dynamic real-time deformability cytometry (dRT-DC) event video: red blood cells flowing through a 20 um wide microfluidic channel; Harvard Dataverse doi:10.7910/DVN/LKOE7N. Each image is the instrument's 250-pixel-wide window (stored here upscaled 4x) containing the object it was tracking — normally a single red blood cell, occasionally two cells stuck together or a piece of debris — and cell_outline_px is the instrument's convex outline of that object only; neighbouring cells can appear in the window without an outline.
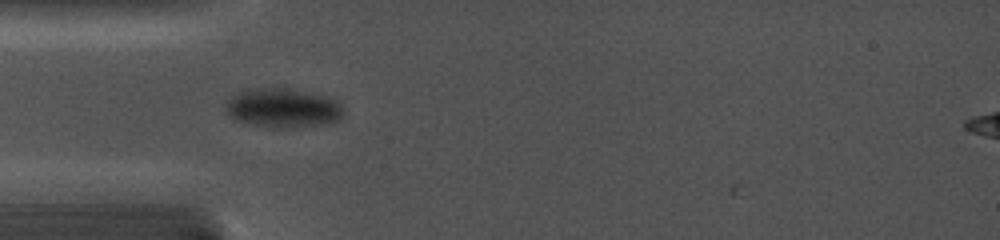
{"species": "common noctule bat (a hibernating species)", "species_latin": "Nyctalus noctula", "temperature_condition": "cold", "stored_images_in_passage": 36, "camera_frame_rate_fps": 5000, "um_per_image_px": 0.085, "animal": {"sex": "female", "body_mass_g": 19.0, "forearm_length_mm": 56.7}, "frame": {"image": 1, "passage_image": 2, "time_ms": 0.2, "image_size_px": [1000, 240], "cell_outline_px": [[344, 116], [340, 120], [324, 124], [284, 128], [276, 128], [236, 120], [224, 108], [224, 104], [232, 96], [244, 88], [288, 88], [324, 96], [336, 100], [344, 108]], "centroid_in_image_um": [24.06, 9.17], "position_along_channel_um": 60.9, "area_um2": 26.88}}
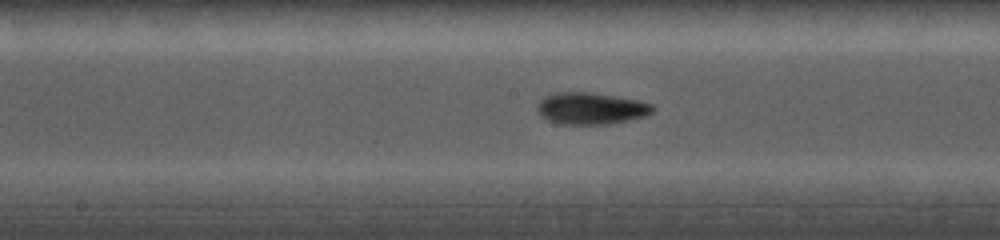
{"frame": {"image": 2, "passage_image": 12, "time_ms": 2.4, "image_size_px": [1000, 240], "cell_outline_px": [[656, 108], [652, 112], [644, 116], [628, 120], [608, 124], [560, 124], [548, 120], [540, 116], [536, 108], [540, 100], [544, 96], [556, 92], [592, 92], [616, 96], [636, 100], [652, 104]], "centroid_in_image_um": [50.2, 9.21], "position_along_channel_um": 198.0, "area_um2": 21.44}}
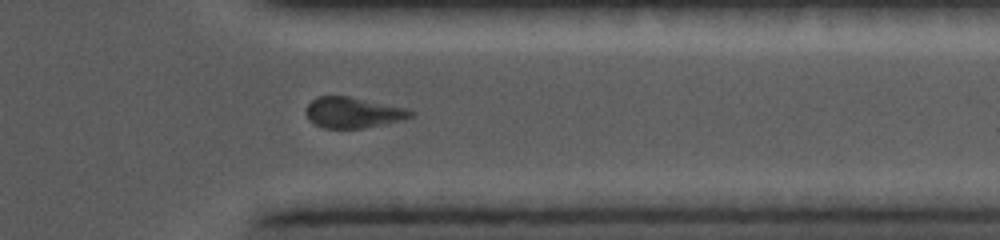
{"frame": {"image": 3, "passage_image": 32, "time_ms": 7.0, "image_size_px": [1000, 240], "cell_outline_px": [[416, 112], [412, 116], [400, 120], [384, 124], [360, 128], [324, 128], [308, 120], [308, 104], [316, 96], [348, 96], [404, 108]], "centroid_in_image_um": [30.0, 9.57], "position_along_channel_um": 381.4, "area_um2": 18.32}}